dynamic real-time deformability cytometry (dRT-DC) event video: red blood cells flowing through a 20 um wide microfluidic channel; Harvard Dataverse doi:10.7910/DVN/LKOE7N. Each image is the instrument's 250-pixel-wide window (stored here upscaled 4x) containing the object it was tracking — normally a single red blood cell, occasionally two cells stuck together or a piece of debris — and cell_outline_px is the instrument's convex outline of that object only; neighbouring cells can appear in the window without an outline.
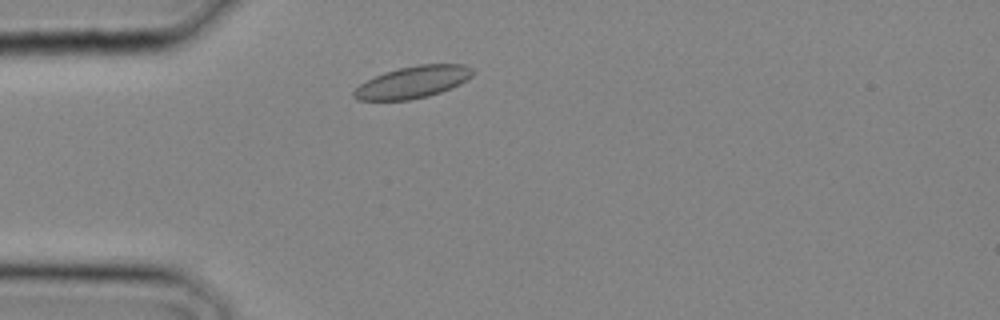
{"species": "common noctule bat (a hibernating species)", "species_latin": "Nyctalus noctula", "temperature_condition": "cold", "stored_images_in_passage": 19, "camera_frame_rate_fps": 3000, "um_per_image_px": 0.085, "animal": {"sex": "male", "body_mass_g": 20.4}, "frame": {"image": 1, "passage_image": 2, "time_ms": 0.333, "image_size_px": [1000, 320], "cell_outline_px": [[476, 72], [472, 76], [460, 84], [440, 92], [428, 96], [408, 100], [356, 100], [352, 96], [352, 92], [360, 84], [384, 72], [400, 68], [420, 64], [464, 64], [472, 68]], "centroid_in_image_um": [35.11, 6.98], "position_along_channel_um": 49.9, "area_um2": 22.08}}
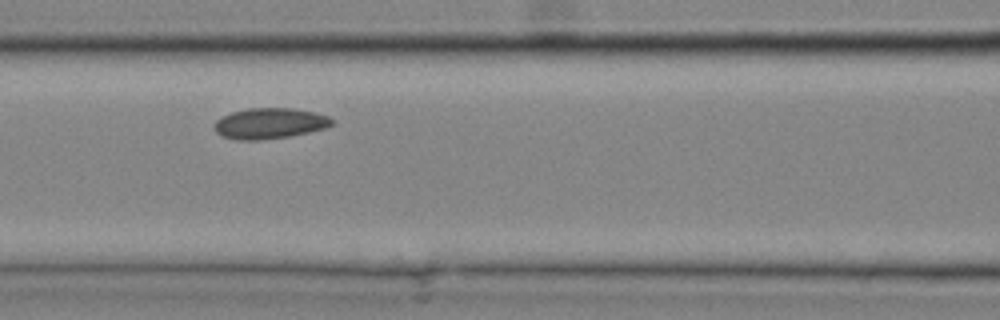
{"frame": {"image": 2, "passage_image": 7, "time_ms": 2.0, "image_size_px": [1000, 320], "cell_outline_px": [[332, 124], [324, 128], [292, 136], [260, 140], [236, 140], [220, 136], [216, 132], [216, 120], [232, 112], [248, 108], [292, 108], [316, 112], [328, 116], [332, 120]], "centroid_in_image_um": [22.92, 10.49], "position_along_channel_um": 143.7, "area_um2": 20.98}}
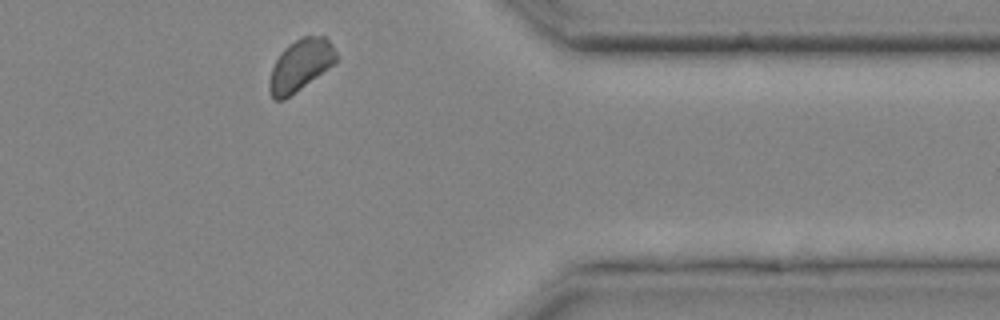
{"frame": {"image": 3, "passage_image": 19, "time_ms": 6.0, "image_size_px": [1000, 320], "cell_outline_px": [[336, 64], [284, 100], [272, 100], [268, 92], [268, 80], [272, 68], [280, 52], [288, 44], [304, 36], [324, 36], [332, 44], [336, 52]], "centroid_in_image_um": [25.51, 5.57], "position_along_channel_um": 385.9, "area_um2": 20.35}}